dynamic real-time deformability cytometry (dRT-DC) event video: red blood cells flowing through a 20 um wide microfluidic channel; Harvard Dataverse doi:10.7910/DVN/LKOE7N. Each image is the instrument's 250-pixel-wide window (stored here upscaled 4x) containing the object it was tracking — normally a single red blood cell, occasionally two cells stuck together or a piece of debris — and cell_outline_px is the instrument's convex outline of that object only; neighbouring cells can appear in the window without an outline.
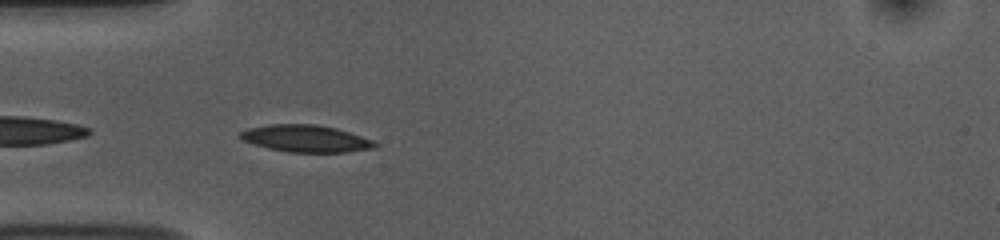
{"species": "common noctule bat (a hibernating species)", "species_latin": "Nyctalus noctula", "temperature_condition": "room temperature", "stored_images_in_passage": 39, "camera_frame_rate_fps": 3000, "um_per_image_px": 0.085, "animal": {"sex": "female", "body_mass_g": 10.0, "forearm_length_mm": 53.1}, "frame": {"image": 1, "passage_image": 2, "time_ms": 0.333, "image_size_px": [1000, 240], "cell_outline_px": [[380, 144], [376, 148], [348, 152], [288, 152], [268, 148], [240, 140], [236, 136], [240, 132], [248, 128], [268, 124], [316, 124], [336, 128], [372, 140]], "centroid_in_image_um": [25.96, 11.78], "position_along_channel_um": 59.0, "area_um2": 21.39}}
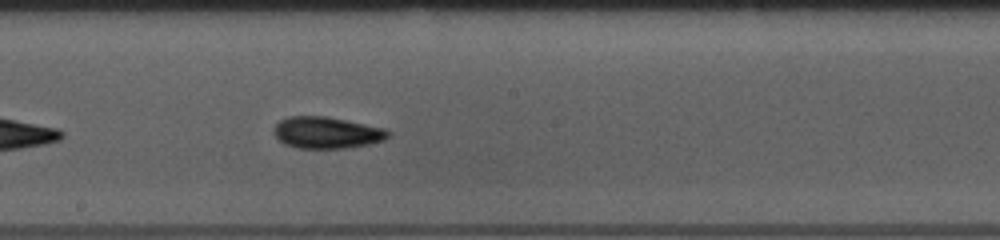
{"frame": {"image": 2, "passage_image": 15, "time_ms": 4.667, "image_size_px": [1000, 240], "cell_outline_px": [[392, 132], [384, 140], [368, 144], [344, 148], [296, 148], [284, 144], [272, 132], [272, 128], [280, 120], [288, 116], [324, 116], [384, 128]], "centroid_in_image_um": [27.73, 11.27], "position_along_channel_um": 220.5, "area_um2": 20.98}}
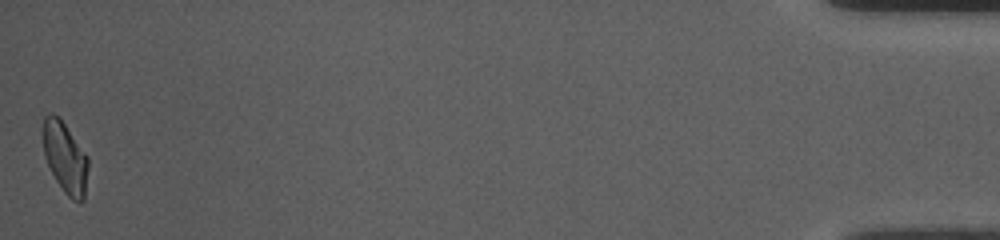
{"frame": {"image": 3, "passage_image": 39, "time_ms": 12.667, "image_size_px": [1000, 240], "cell_outline_px": [[88, 168], [84, 200], [80, 204], [72, 200], [64, 192], [56, 180], [44, 156], [44, 116], [48, 112], [52, 112], [60, 116], [88, 156]], "centroid_in_image_um": [5.56, 13.38], "position_along_channel_um": 429.6, "area_um2": 18.84}, "authors_computed_cell_mechanics": {"area_um2": 19.8832, "velocity_mm_per_s": 3.7827, "shape_relaxation_time_tau1_ms": 4.1642, "shape_relaxation_time_tau2_ms": 2.6359, "deformation_change_tau1": 0.1209, "deformation_change_tau2": 0.0844}}